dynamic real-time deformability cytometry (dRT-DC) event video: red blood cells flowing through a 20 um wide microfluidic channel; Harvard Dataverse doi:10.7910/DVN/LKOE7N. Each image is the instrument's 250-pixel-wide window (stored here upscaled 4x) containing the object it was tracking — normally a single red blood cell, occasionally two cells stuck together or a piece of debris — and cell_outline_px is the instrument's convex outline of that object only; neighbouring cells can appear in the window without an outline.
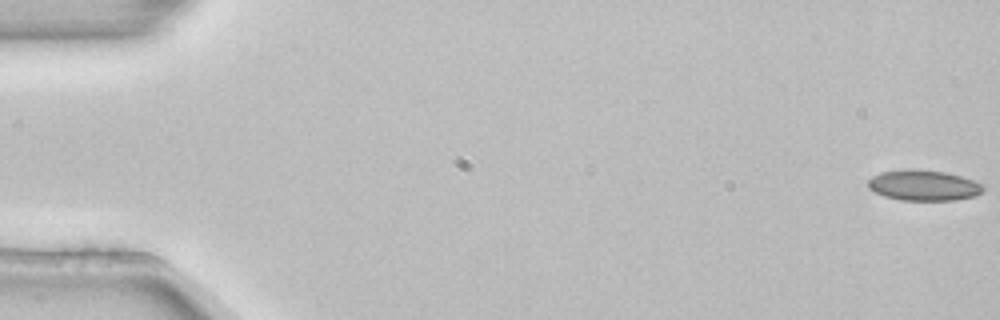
{"species": "common noctule bat (a hibernating species)", "species_latin": "Nyctalus noctula", "temperature_condition": "room temperature", "stored_images_in_passage": 4, "camera_frame_rate_fps": 3000, "um_per_image_px": 0.085, "animal": {"sex": "female", "body_mass_g": 22.7, "forearm_length_mm": 54.2}, "frame": {"image": 1, "passage_image": 1, "time_ms": 0.0, "image_size_px": [1000, 320], "cell_outline_px": [[984, 192], [976, 196], [956, 200], [900, 200], [884, 196], [868, 188], [868, 180], [872, 176], [880, 172], [944, 172], [960, 176], [984, 184]], "centroid_in_image_um": [78.57, 15.81], "position_along_channel_um": 6.4, "area_um2": 19.77}}
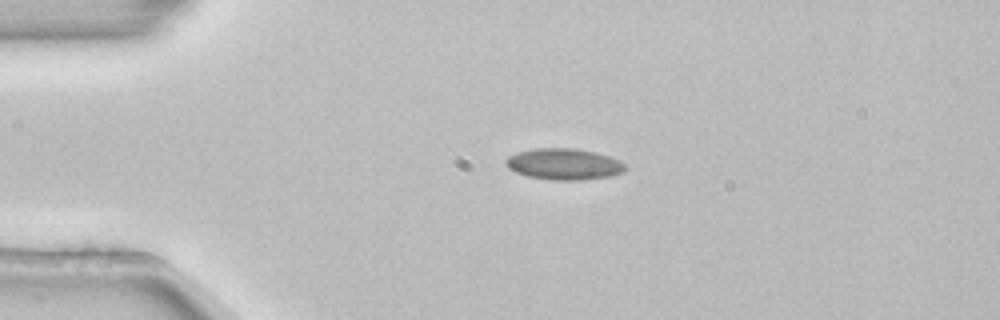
{"frame": {"image": 2, "passage_image": 3, "time_ms": 0.667, "image_size_px": [1000, 320], "cell_outline_px": [[624, 172], [608, 176], [580, 180], [552, 180], [528, 176], [516, 172], [508, 168], [504, 164], [504, 160], [508, 156], [516, 152], [536, 148], [576, 148], [596, 152], [620, 160], [624, 164]], "centroid_in_image_um": [47.89, 13.94], "position_along_channel_um": 37.1, "area_um2": 21.79}}